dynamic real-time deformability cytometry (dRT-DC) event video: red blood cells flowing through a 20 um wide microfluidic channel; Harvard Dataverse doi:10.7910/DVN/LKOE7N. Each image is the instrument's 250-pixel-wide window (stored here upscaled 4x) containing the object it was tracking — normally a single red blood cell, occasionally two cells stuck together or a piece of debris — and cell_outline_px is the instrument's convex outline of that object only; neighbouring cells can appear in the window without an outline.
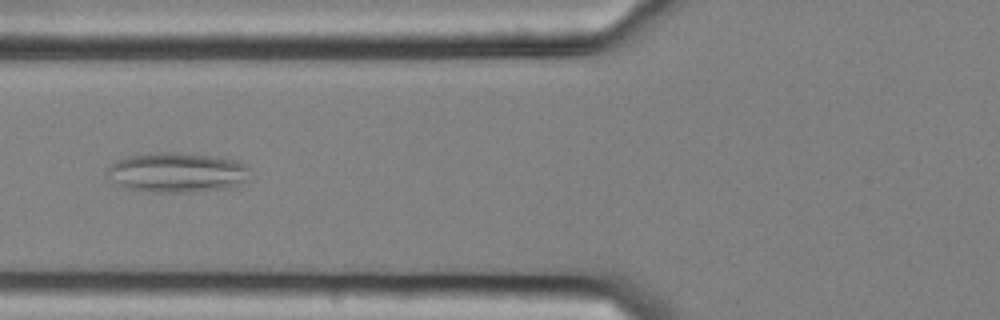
{"species": "common noctule bat (a hibernating species)", "species_latin": "Nyctalus noctula", "temperature_condition": "cold", "stored_images_in_passage": 41, "camera_frame_rate_fps": 3000, "um_per_image_px": 0.085, "animal": {"sex": "female", "body_mass_g": 25.1}, "frame": {"image": 1, "passage_image": 7, "time_ms": 2.0, "image_size_px": [1000, 320], "cell_outline_px": [[252, 180], [228, 188], [188, 192], [156, 192], [128, 188], [116, 184], [104, 172], [116, 160], [128, 156], [156, 152], [180, 152], [236, 160], [248, 164]], "centroid_in_image_um": [15.1, 14.66], "position_along_channel_um": 110.7, "area_um2": 33.47}}